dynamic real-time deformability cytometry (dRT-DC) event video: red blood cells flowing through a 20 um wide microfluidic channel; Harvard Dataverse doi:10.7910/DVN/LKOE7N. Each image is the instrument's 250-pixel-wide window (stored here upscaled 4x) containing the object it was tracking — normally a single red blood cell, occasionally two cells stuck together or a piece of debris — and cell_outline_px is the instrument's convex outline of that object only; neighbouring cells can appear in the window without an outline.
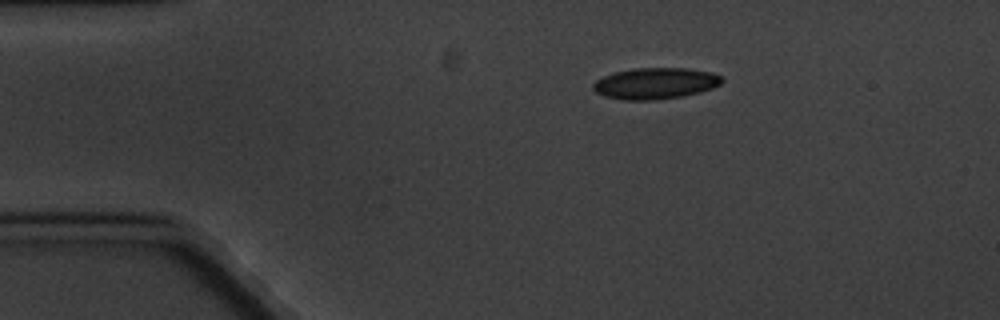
{"species": "common noctule bat (a hibernating species)", "species_latin": "Nyctalus noctula", "temperature_condition": "cold", "stored_images_in_passage": 5, "camera_frame_rate_fps": 3000, "um_per_image_px": 0.085, "animal": {"sex": "male", "body_mass_g": 20.1, "forearm_length_mm": 53.5}, "frame": {"image": 1, "passage_image": 1, "time_ms": 0.0, "image_size_px": [1000, 320], "cell_outline_px": [[724, 80], [720, 84], [712, 88], [700, 92], [684, 96], [656, 100], [624, 100], [604, 96], [596, 92], [592, 88], [592, 84], [596, 80], [604, 76], [616, 72], [632, 68], [688, 68], [712, 72], [720, 76]], "centroid_in_image_um": [55.71, 7.09], "position_along_channel_um": 29.3, "area_um2": 23.58}}
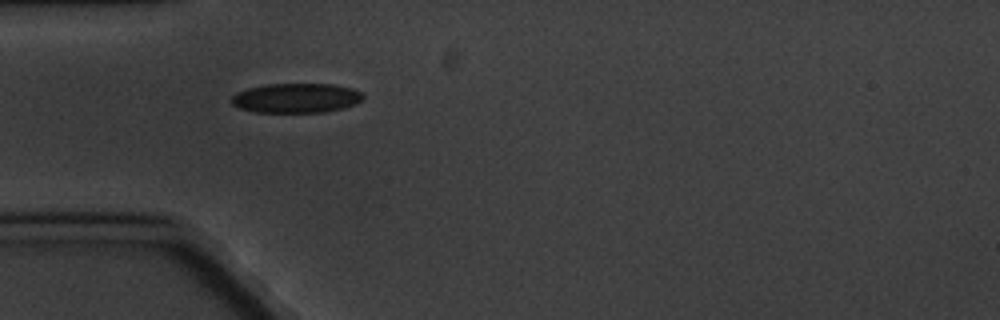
{"frame": {"image": 2, "passage_image": 3, "time_ms": 2.333, "image_size_px": [1000, 320], "cell_outline_px": [[364, 96], [360, 100], [344, 108], [324, 112], [256, 112], [240, 108], [232, 104], [232, 96], [236, 92], [248, 88], [264, 84], [332, 84], [352, 88], [360, 92]], "centroid_in_image_um": [25.15, 8.33], "position_along_channel_um": 59.9, "area_um2": 22.54}}